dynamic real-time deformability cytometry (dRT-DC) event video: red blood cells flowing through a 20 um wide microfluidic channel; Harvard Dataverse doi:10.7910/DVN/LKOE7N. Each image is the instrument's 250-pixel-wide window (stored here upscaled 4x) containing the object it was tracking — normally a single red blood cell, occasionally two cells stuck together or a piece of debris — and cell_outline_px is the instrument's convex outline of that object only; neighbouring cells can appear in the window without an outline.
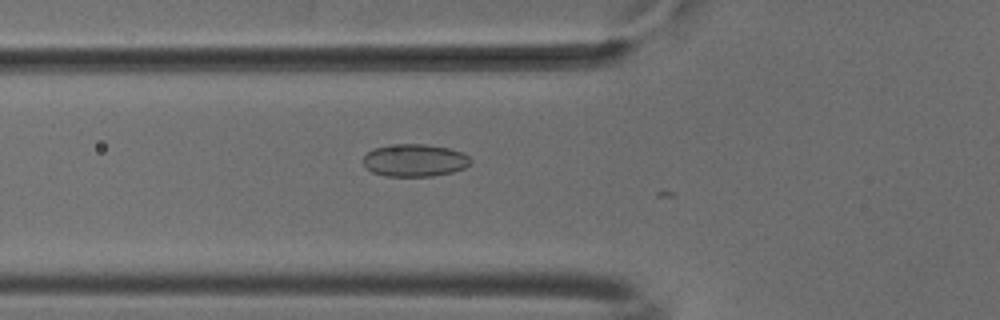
{"species": "common noctule bat (a hibernating species)", "species_latin": "Nyctalus noctula", "temperature_condition": "cold", "stored_images_in_passage": 7, "camera_frame_rate_fps": 3000, "um_per_image_px": 0.085, "animal": {"sex": "male", "body_mass_g": 18.8}, "frame": {"image": 1, "passage_image": 2, "time_ms": 0.333, "image_size_px": [1000, 320], "cell_outline_px": [[472, 160], [464, 168], [452, 172], [432, 176], [384, 176], [372, 172], [364, 164], [364, 156], [372, 148], [388, 144], [424, 144], [448, 148], [460, 152], [468, 156]], "centroid_in_image_um": [35.22, 13.62], "position_along_channel_um": 90.6, "area_um2": 20.29}}
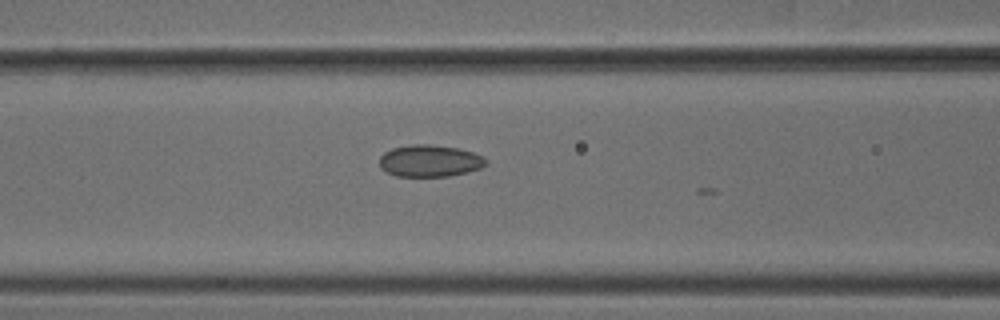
{"frame": {"image": 2, "passage_image": 5, "time_ms": 1.333, "image_size_px": [1000, 320], "cell_outline_px": [[488, 160], [480, 168], [468, 172], [448, 176], [396, 176], [380, 168], [380, 156], [384, 152], [392, 148], [412, 144], [428, 144], [460, 148], [484, 156]], "centroid_in_image_um": [36.53, 13.66], "position_along_channel_um": 130.1, "area_um2": 19.83}}